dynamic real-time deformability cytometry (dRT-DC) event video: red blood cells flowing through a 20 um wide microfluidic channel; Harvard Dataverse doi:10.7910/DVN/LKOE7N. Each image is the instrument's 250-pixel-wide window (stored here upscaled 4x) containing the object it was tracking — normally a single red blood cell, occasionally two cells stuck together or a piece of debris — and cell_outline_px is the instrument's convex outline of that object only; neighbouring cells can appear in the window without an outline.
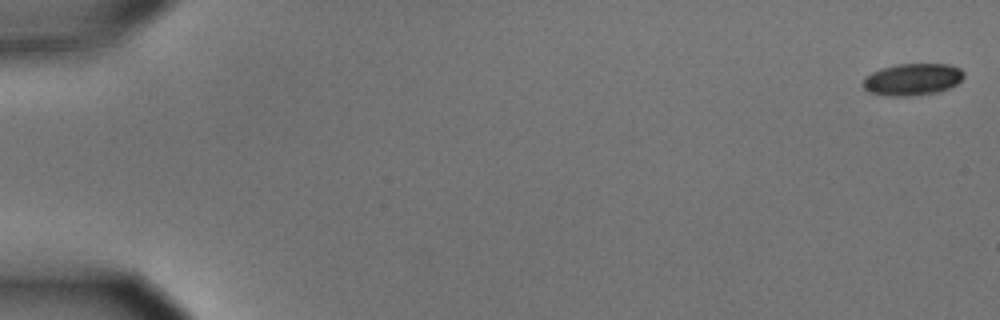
{"species": "common noctule bat (a hibernating species)", "species_latin": "Nyctalus noctula", "temperature_condition": "cold", "stored_images_in_passage": 5, "camera_frame_rate_fps": 3000, "um_per_image_px": 0.085, "animal": {"sex": "male", "body_mass_g": 15.6}, "frame": {"image": 1, "passage_image": 1, "time_ms": 0.0, "image_size_px": [1000, 320], "cell_outline_px": [[964, 76], [956, 84], [948, 88], [936, 92], [912, 96], [888, 96], [868, 92], [864, 88], [864, 76], [880, 68], [896, 64], [948, 64], [960, 68], [964, 72]], "centroid_in_image_um": [77.54, 6.74], "position_along_channel_um": 7.5, "area_um2": 18.79}}